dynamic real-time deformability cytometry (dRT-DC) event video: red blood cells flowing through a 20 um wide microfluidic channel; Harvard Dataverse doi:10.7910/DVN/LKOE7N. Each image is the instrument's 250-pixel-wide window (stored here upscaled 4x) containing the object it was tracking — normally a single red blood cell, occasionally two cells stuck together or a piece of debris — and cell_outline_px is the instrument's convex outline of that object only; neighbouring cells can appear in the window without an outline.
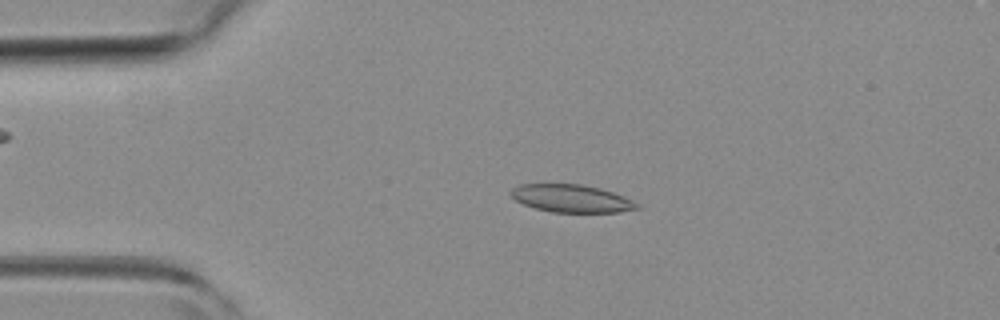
{"species": "common noctule bat (a hibernating species)", "species_latin": "Nyctalus noctula", "temperature_condition": "room temperature", "stored_images_in_passage": 46, "camera_frame_rate_fps": 3000, "um_per_image_px": 0.085, "animal": {"sex": "female", "body_mass_g": 19.3, "forearm_length_mm": 54.1}, "frame": {"image": 1, "passage_image": 9, "time_ms": 2.667, "image_size_px": [1000, 320], "cell_outline_px": [[640, 208], [616, 212], [552, 212], [536, 208], [524, 204], [516, 200], [508, 192], [512, 188], [520, 184], [580, 184], [600, 188], [624, 196], [640, 204]], "centroid_in_image_um": [48.57, 16.86], "position_along_channel_um": 36.4, "area_um2": 20.29}}
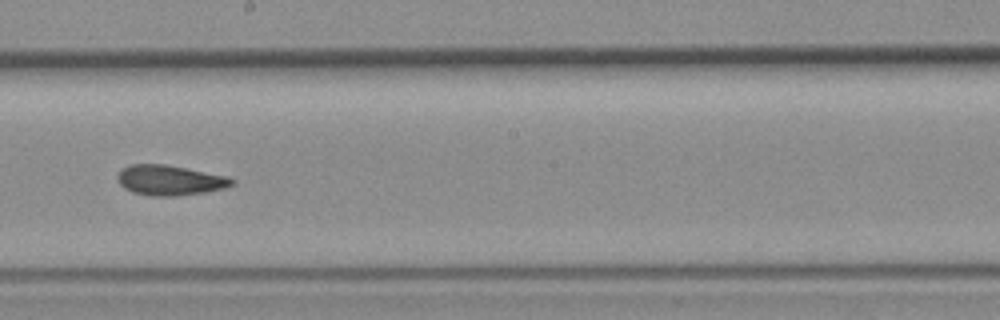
{"frame": {"image": 2, "passage_image": 25, "time_ms": 8.0, "image_size_px": [1000, 320], "cell_outline_px": [[236, 184], [224, 188], [204, 192], [176, 196], [148, 196], [132, 192], [124, 188], [120, 184], [116, 176], [128, 164], [164, 164], [228, 176], [236, 180]], "centroid_in_image_um": [14.45, 15.32], "position_along_channel_um": 233.8, "area_um2": 20.17}}
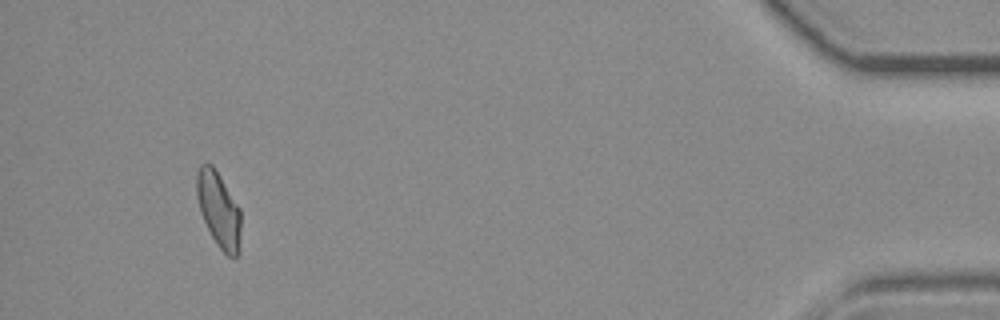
{"frame": {"image": 3, "passage_image": 43, "time_ms": 14.0, "image_size_px": [1000, 320], "cell_outline_px": [[240, 252], [236, 256], [228, 256], [216, 244], [200, 212], [196, 196], [196, 176], [200, 164], [212, 164], [220, 176], [240, 208]], "centroid_in_image_um": [18.59, 17.82], "position_along_channel_um": 416.6, "area_um2": 19.36}, "authors_computed_cell_mechanics": {"area_um2": 19.9121, "velocity_mm_per_s": 4.3265, "shape_relaxation_time_tau1_ms": null, "shape_relaxation_time_tau2_ms": 2.4805, "deformation_change_tau1": null, "deformation_change_tau2": 0.0885}}